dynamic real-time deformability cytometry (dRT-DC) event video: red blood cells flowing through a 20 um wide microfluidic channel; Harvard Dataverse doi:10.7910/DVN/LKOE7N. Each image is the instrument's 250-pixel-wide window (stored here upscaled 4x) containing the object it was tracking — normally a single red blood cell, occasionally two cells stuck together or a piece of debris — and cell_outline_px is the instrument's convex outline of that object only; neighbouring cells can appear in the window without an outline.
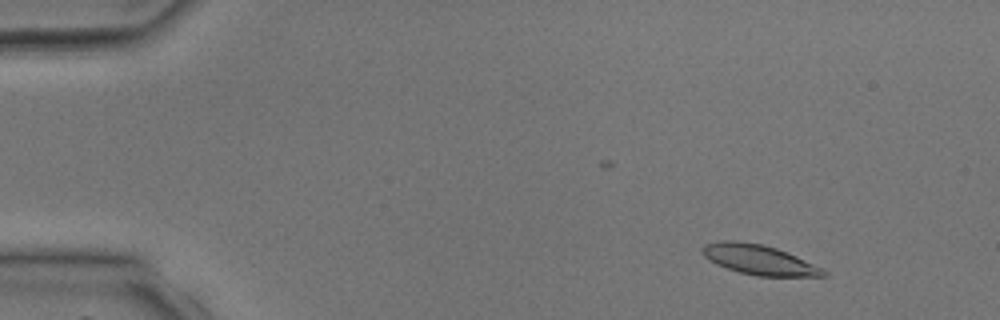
{"species": "common noctule bat (a hibernating species)", "species_latin": "Nyctalus noctula", "temperature_condition": "room temperature", "stored_images_in_passage": 4, "camera_frame_rate_fps": 3000, "um_per_image_px": 0.085, "animal": {"sex": "male", "body_mass_g": 17.9, "forearm_length_mm": 54.2}, "frame": {"image": 1, "passage_image": 2, "time_ms": 1.333, "image_size_px": [1000, 320], "cell_outline_px": [[828, 276], [756, 276], [740, 272], [716, 264], [708, 260], [704, 256], [700, 248], [704, 244], [720, 240], [736, 240], [760, 244], [776, 248], [796, 256], [824, 268], [828, 272]], "centroid_in_image_um": [64.51, 22.07], "position_along_channel_um": 20.5, "area_um2": 21.15}}
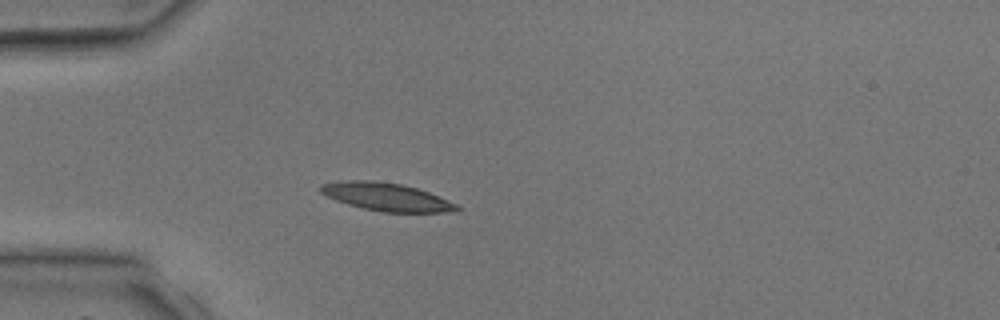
{"frame": {"image": 2, "passage_image": 4, "time_ms": 3.667, "image_size_px": [1000, 320], "cell_outline_px": [[460, 208], [444, 212], [384, 212], [364, 208], [348, 204], [336, 200], [320, 192], [316, 188], [320, 184], [344, 180], [376, 180], [400, 184], [416, 188], [428, 192], [456, 204]], "centroid_in_image_um": [32.75, 16.71], "position_along_channel_um": 52.2, "area_um2": 21.91}}